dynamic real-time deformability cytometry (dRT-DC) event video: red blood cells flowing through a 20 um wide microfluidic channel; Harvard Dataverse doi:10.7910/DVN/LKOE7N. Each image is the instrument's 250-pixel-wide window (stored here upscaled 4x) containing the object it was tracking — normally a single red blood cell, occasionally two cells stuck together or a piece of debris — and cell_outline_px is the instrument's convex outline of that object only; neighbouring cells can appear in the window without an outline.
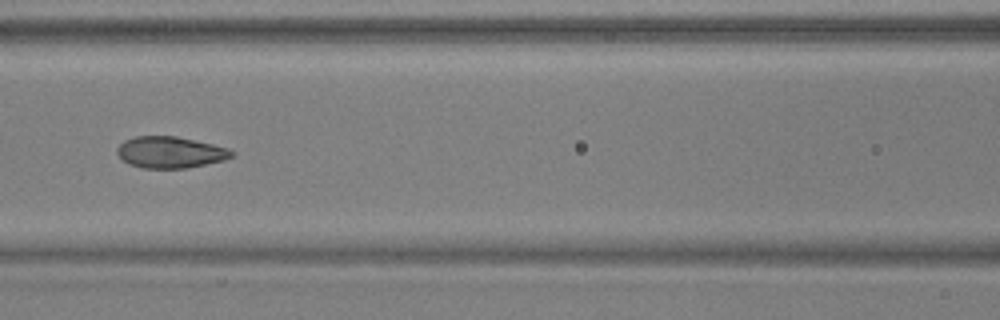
{"species": "common noctule bat (a hibernating species)", "species_latin": "Nyctalus noctula", "temperature_condition": "warm", "stored_images_in_passage": 6, "camera_frame_rate_fps": 3000, "um_per_image_px": 0.085, "animal": {"sex": "male", "body_mass_g": 17.9, "forearm_length_mm": 54.2}, "frame": {"image": 1, "passage_image": 6, "time_ms": 1.667, "image_size_px": [1000, 320], "cell_outline_px": [[236, 152], [232, 156], [224, 160], [188, 168], [144, 168], [128, 164], [116, 152], [116, 148], [124, 140], [136, 136], [176, 136], [212, 144], [228, 148]], "centroid_in_image_um": [14.47, 12.94], "position_along_channel_um": 152.1, "area_um2": 20.98}}